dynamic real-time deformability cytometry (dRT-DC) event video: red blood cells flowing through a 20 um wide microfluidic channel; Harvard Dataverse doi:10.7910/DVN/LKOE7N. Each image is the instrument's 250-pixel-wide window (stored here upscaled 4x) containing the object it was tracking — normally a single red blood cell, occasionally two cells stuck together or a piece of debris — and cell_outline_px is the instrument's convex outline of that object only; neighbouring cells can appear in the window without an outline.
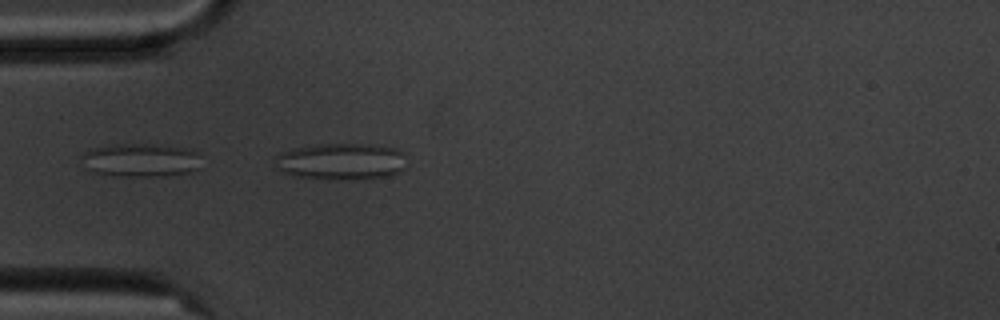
{"species": "common noctule bat (a hibernating species)", "species_latin": "Nyctalus noctula", "temperature_condition": "cold", "stored_images_in_passage": 2, "camera_frame_rate_fps": 3000, "um_per_image_px": 0.085, "animal": {"sex": "male", "body_mass_g": 20.1, "forearm_length_mm": 53.5}, "frame": {"image": 1, "passage_image": 2, "time_ms": 2.0, "image_size_px": [1000, 320], "cell_outline_px": [[404, 168], [400, 172], [388, 176], [356, 180], [328, 180], [300, 176], [284, 172], [276, 168], [272, 164], [276, 156], [280, 152], [292, 148], [316, 144], [368, 144], [396, 148], [400, 152]], "centroid_in_image_um": [28.93, 13.73], "position_along_channel_um": 56.1, "area_um2": 28.32}}